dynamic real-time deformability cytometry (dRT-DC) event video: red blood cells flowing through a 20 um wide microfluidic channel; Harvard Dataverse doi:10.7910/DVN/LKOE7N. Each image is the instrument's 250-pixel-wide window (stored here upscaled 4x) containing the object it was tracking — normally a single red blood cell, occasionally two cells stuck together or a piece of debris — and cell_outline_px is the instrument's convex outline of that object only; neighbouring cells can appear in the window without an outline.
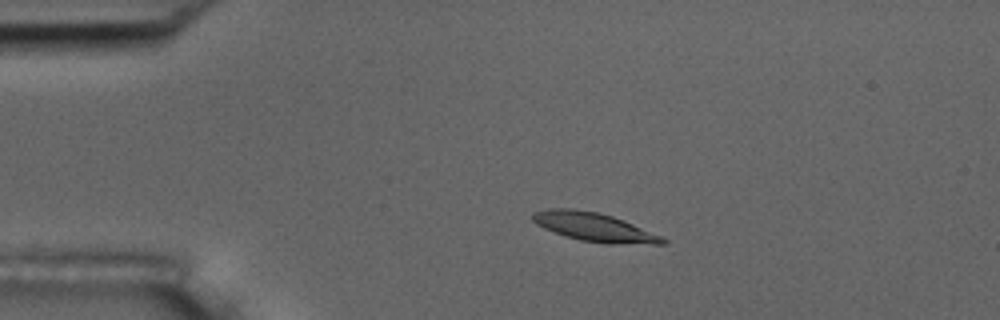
{"species": "common noctule bat (a hibernating species)", "species_latin": "Nyctalus noctula", "temperature_condition": "room temperature", "stored_images_in_passage": 45, "camera_frame_rate_fps": 3000, "um_per_image_px": 0.085, "animal": {"sex": "male", "body_mass_g": 17.5, "forearm_length_mm": 52.3}, "frame": {"image": 1, "passage_image": 1, "time_ms": 0.0, "image_size_px": [1000, 320], "cell_outline_px": [[668, 244], [604, 244], [580, 240], [564, 236], [544, 228], [536, 224], [532, 220], [532, 212], [548, 208], [572, 208], [600, 212], [624, 220], [660, 236], [668, 240]], "centroid_in_image_um": [50.49, 19.3], "position_along_channel_um": 34.5, "area_um2": 21.96}}
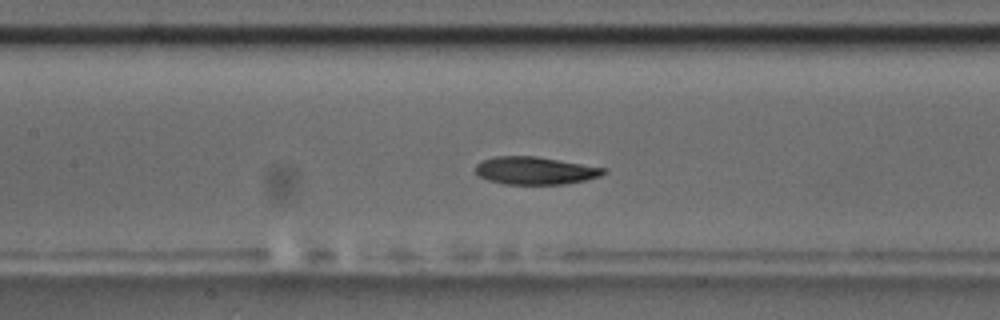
{"frame": {"image": 2, "passage_image": 15, "time_ms": 4.667, "image_size_px": [1000, 320], "cell_outline_px": [[608, 172], [600, 176], [584, 180], [564, 184], [504, 184], [488, 180], [480, 176], [476, 172], [476, 164], [480, 160], [496, 156], [536, 156], [608, 168]], "centroid_in_image_um": [45.5, 14.49], "position_along_channel_um": 161.9, "area_um2": 20.75}}
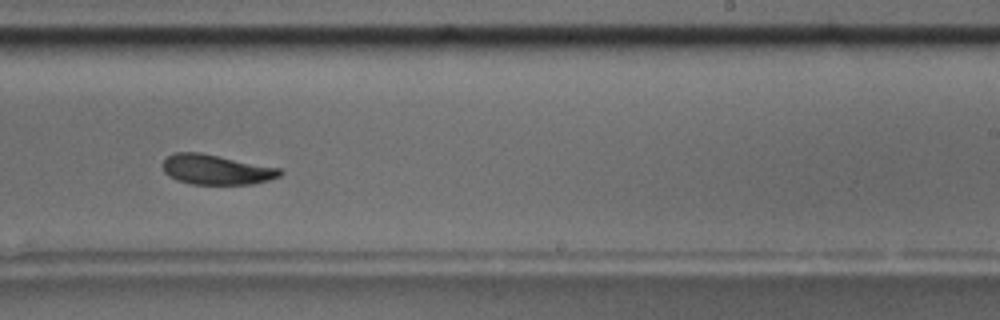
{"frame": {"image": 3, "passage_image": 24, "time_ms": 7.667, "image_size_px": [1000, 320], "cell_outline_px": [[284, 172], [280, 176], [268, 180], [252, 184], [192, 184], [176, 180], [168, 176], [164, 172], [160, 164], [168, 156], [176, 152], [200, 152], [280, 168]], "centroid_in_image_um": [18.35, 14.41], "position_along_channel_um": 270.7, "area_um2": 20.58}, "authors_computed_cell_mechanics": {"area_um2": 21.2126, "velocity_mm_per_s": 3.6426, "shape_relaxation_time_tau1_ms": 5.5576, "shape_relaxation_time_tau2_ms": 4.1175, "deformation_change_tau1": 0.1576, "deformation_change_tau2": 0.1115}}